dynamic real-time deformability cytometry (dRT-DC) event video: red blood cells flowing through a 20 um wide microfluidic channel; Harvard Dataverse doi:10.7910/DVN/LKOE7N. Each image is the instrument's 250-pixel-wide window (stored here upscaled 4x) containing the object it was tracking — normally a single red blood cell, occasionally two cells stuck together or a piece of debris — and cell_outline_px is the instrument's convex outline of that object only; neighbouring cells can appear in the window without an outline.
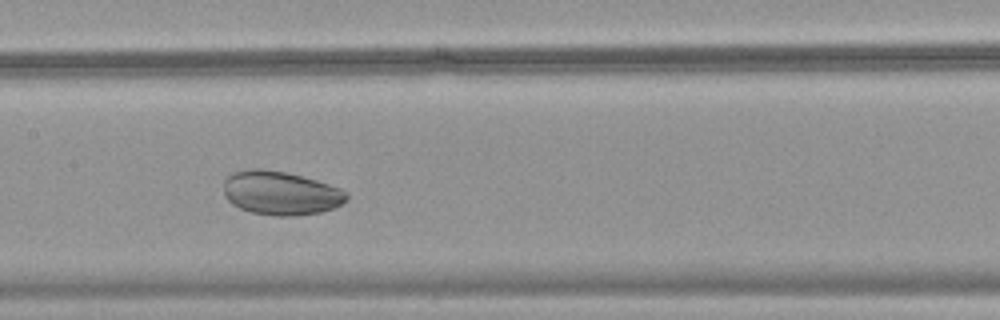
{"species": "common noctule bat (a hibernating species)", "species_latin": "Nyctalus noctula", "temperature_condition": "warm", "stored_images_in_passage": 32, "camera_frame_rate_fps": 3000, "um_per_image_px": 0.085, "animal": {"sex": "female", "body_mass_g": 18.4}, "frame": {"image": 1, "passage_image": 13, "time_ms": 4.0, "image_size_px": [1000, 320], "cell_outline_px": [[348, 200], [332, 208], [320, 212], [296, 216], [272, 216], [252, 212], [240, 208], [232, 204], [224, 196], [224, 180], [232, 172], [252, 168], [260, 168], [284, 172], [316, 180], [340, 188], [348, 192]], "centroid_in_image_um": [23.84, 16.41], "position_along_channel_um": 183.6, "area_um2": 31.44}}
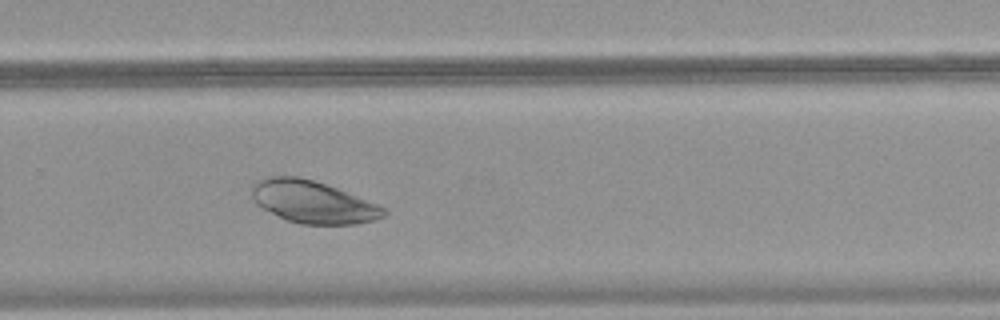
{"frame": {"image": 2, "passage_image": 22, "time_ms": 7.0, "image_size_px": [1000, 320], "cell_outline_px": [[388, 212], [384, 216], [376, 220], [356, 224], [300, 224], [288, 220], [256, 204], [252, 196], [252, 188], [256, 180], [268, 176], [296, 176], [312, 180], [336, 188], [376, 204], [384, 208]], "centroid_in_image_um": [26.58, 17.17], "position_along_channel_um": 303.2, "area_um2": 32.08}}
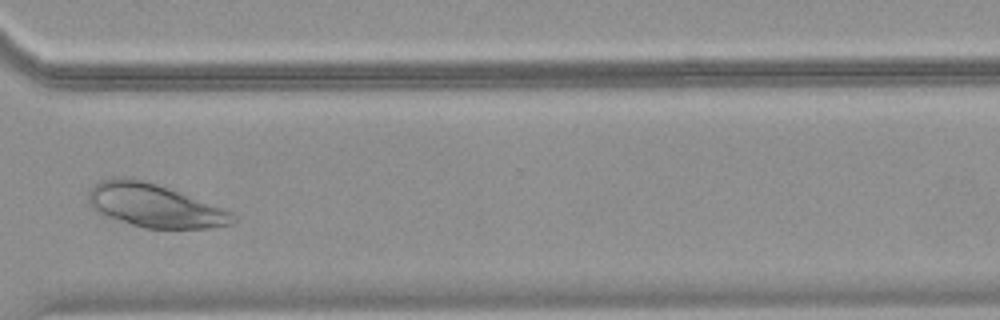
{"frame": {"image": 3, "passage_image": 26, "time_ms": 8.333, "image_size_px": [1000, 320], "cell_outline_px": [[236, 220], [232, 224], [212, 228], [144, 228], [104, 216], [96, 212], [88, 204], [88, 192], [100, 180], [112, 176], [132, 176], [156, 184], [224, 208], [232, 212], [236, 216]], "centroid_in_image_um": [13.09, 17.46], "position_along_channel_um": 357.5, "area_um2": 36.82}}